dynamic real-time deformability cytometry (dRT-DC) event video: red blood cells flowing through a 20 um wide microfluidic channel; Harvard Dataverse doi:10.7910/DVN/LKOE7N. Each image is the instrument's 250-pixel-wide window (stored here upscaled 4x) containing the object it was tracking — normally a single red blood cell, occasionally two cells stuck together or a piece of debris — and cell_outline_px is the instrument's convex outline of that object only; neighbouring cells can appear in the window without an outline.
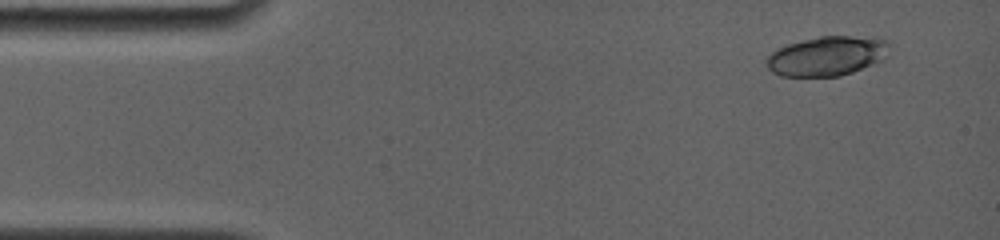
{"species": "common noctule bat (a hibernating species)", "species_latin": "Nyctalus noctula", "temperature_condition": "room temperature", "stored_images_in_passage": 3, "camera_frame_rate_fps": 4000, "um_per_image_px": 0.085, "animal": {"sex": "female", "body_mass_g": 19.0, "forearm_length_mm": 56.7}, "frame": {"image": 1, "passage_image": 1, "time_ms": 0.0, "image_size_px": [1000, 240], "cell_outline_px": [[892, 44], [888, 56], [872, 64], [852, 72], [840, 76], [780, 76], [772, 72], [764, 64], [764, 60], [776, 48], [788, 44], [820, 36], [876, 36], [888, 40]], "centroid_in_image_um": [70.33, 4.74], "position_along_channel_um": 14.7, "area_um2": 28.78}}